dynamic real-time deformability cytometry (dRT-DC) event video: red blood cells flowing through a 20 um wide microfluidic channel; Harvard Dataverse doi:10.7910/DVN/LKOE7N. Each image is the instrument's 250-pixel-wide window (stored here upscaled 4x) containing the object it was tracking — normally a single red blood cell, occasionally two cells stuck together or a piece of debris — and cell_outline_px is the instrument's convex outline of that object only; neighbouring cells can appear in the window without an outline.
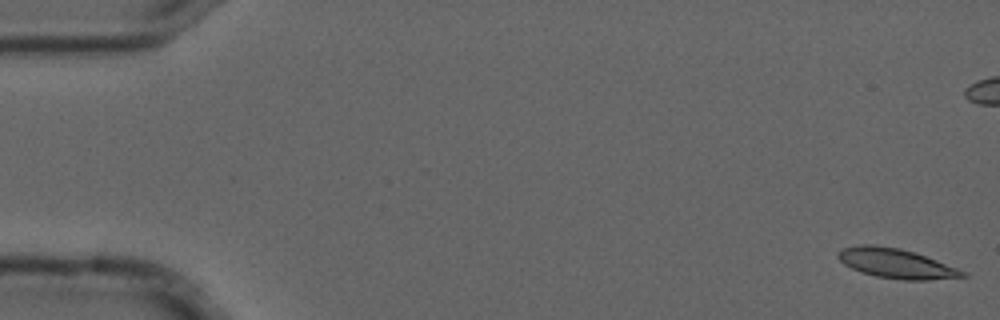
{"species": "common noctule bat (a hibernating species)", "species_latin": "Nyctalus noctula", "temperature_condition": "cold", "stored_images_in_passage": 4, "camera_frame_rate_fps": 3000, "um_per_image_px": 0.085, "animal": {"sex": "male", "forearm_length_mm": 52.5}, "frame": {"image": 1, "passage_image": 1, "time_ms": 0.0, "image_size_px": [1000, 320], "cell_outline_px": [[968, 276], [928, 280], [904, 280], [876, 276], [852, 268], [844, 264], [836, 256], [836, 252], [840, 248], [860, 244], [876, 244], [900, 248], [936, 260], [968, 272]], "centroid_in_image_um": [76.14, 22.37], "position_along_channel_um": 8.9, "area_um2": 21.5}}